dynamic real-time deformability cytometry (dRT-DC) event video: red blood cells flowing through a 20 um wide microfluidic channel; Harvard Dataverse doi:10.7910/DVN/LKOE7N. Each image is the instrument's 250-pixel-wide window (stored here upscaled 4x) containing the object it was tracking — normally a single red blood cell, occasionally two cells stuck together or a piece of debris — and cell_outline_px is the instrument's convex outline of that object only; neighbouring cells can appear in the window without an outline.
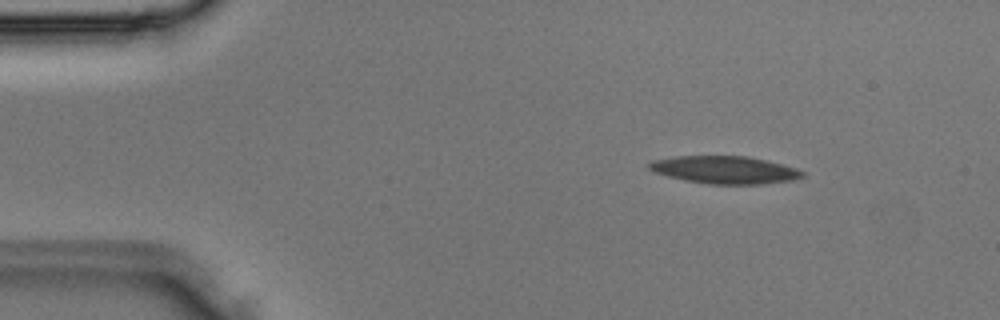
{"species": "Egyptian fruit bat (a non-hibernating species)", "species_latin": "Rousettus aegyptiacus", "temperature_condition": "room temperature", "stored_images_in_passage": 3, "camera_frame_rate_fps": 3000, "um_per_image_px": 0.085, "animal": {"sex": "male"}, "frame": {"image": 1, "passage_image": 1, "time_ms": 0.0, "image_size_px": [1000, 320], "cell_outline_px": [[804, 176], [792, 180], [760, 184], [708, 184], [684, 180], [668, 176], [656, 172], [648, 168], [648, 164], [652, 160], [676, 156], [748, 156], [784, 164], [796, 168], [804, 172]], "centroid_in_image_um": [61.61, 14.43], "position_along_channel_um": 23.4, "area_um2": 24.62}}